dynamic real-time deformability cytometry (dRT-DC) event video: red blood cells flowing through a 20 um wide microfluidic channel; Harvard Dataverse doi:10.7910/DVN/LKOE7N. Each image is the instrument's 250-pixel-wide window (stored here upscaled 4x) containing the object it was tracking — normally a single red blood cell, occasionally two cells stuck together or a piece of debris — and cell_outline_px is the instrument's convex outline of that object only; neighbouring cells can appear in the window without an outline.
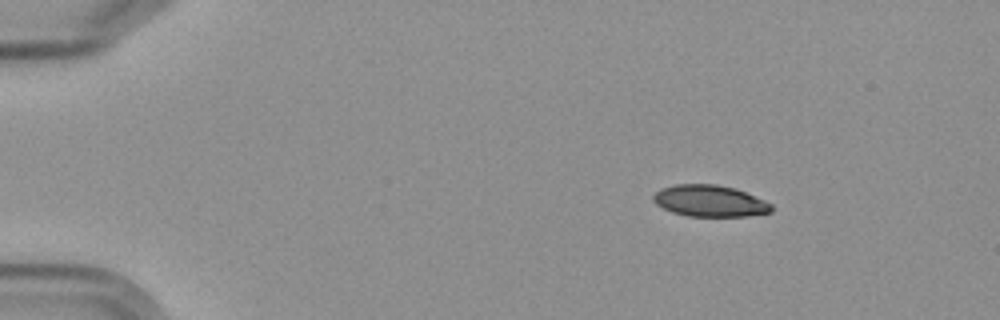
{"species": "Egyptian fruit bat (a non-hibernating species)", "species_latin": "Rousettus aegyptiacus", "temperature_condition": "cold", "stored_images_in_passage": 4, "camera_frame_rate_fps": 3000, "um_per_image_px": 0.085, "frame": {"image": 1, "passage_image": 2, "time_ms": 1.333, "image_size_px": [1000, 320], "cell_outline_px": [[772, 212], [748, 216], [688, 216], [672, 212], [656, 204], [652, 200], [652, 196], [660, 188], [676, 184], [716, 184], [736, 188], [764, 200], [772, 204]], "centroid_in_image_um": [60.33, 17.07], "position_along_channel_um": 24.7, "area_um2": 21.79}}
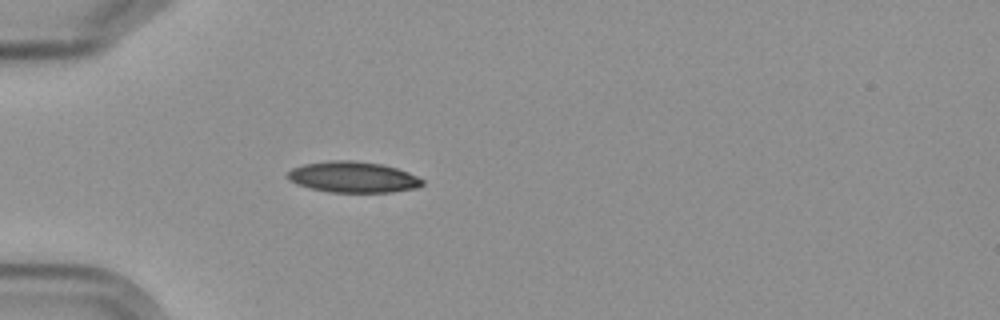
{"frame": {"image": 2, "passage_image": 4, "time_ms": 4.333, "image_size_px": [1000, 320], "cell_outline_px": [[424, 184], [416, 188], [392, 192], [328, 192], [308, 188], [296, 184], [288, 180], [284, 176], [292, 168], [304, 164], [328, 160], [352, 160], [380, 164], [396, 168], [408, 172], [424, 180]], "centroid_in_image_um": [29.96, 15.05], "position_along_channel_um": 55.0, "area_um2": 24.51}}